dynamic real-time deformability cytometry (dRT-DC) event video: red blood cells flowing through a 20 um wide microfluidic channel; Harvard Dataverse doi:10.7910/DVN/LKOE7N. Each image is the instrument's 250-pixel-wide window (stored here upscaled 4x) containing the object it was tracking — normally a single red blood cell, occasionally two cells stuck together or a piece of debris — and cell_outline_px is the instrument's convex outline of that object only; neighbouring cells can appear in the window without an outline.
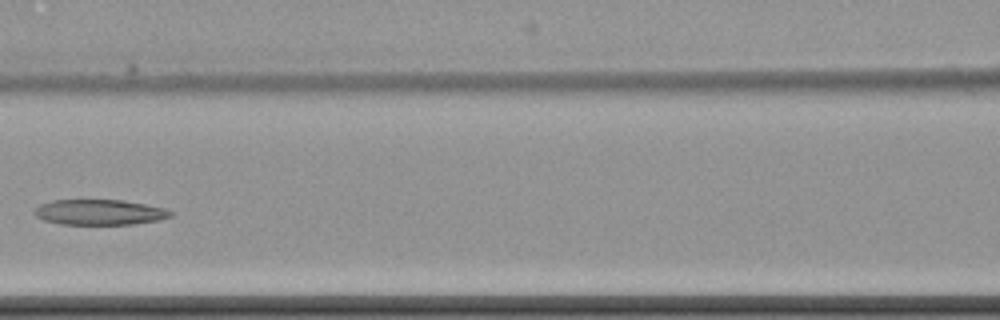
{"species": "common noctule bat (a hibernating species)", "species_latin": "Nyctalus noctula", "temperature_condition": "cold", "stored_images_in_passage": 5, "camera_frame_rate_fps": 3000, "um_per_image_px": 0.085, "animal": {"sex": "female", "body_mass_g": 22.7, "forearm_length_mm": 54.2}, "frame": {"image": 1, "passage_image": 5, "time_ms": 4.667, "image_size_px": [1000, 320], "cell_outline_px": [[172, 216], [160, 220], [132, 224], [60, 224], [44, 220], [36, 216], [36, 208], [40, 204], [52, 200], [124, 200], [164, 208], [172, 212]], "centroid_in_image_um": [8.48, 18.04], "position_along_channel_um": 158.1, "area_um2": 20.0}}